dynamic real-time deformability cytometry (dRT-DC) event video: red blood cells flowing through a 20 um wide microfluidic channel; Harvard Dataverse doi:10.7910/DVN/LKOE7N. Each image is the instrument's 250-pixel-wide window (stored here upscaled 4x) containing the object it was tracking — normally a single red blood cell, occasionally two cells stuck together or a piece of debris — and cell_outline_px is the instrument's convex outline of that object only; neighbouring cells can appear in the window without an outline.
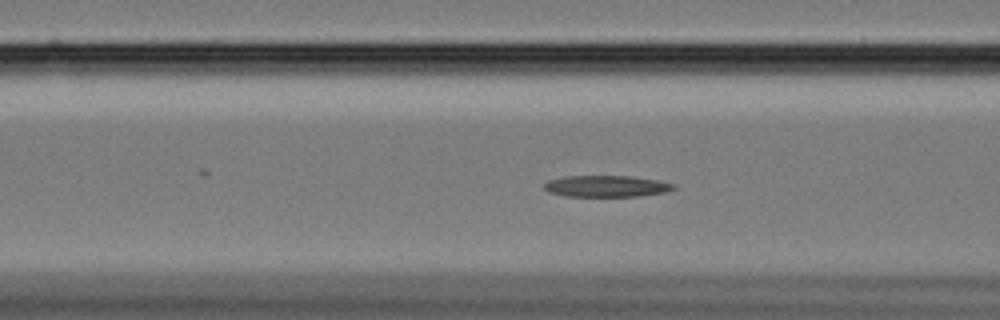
{"species": "Egyptian fruit bat (a non-hibernating species)", "species_latin": "Rousettus aegyptiacus", "temperature_condition": "cold", "stored_images_in_passage": 47, "camera_frame_rate_fps": 3000, "um_per_image_px": 0.085, "animal": {"sex": "female"}, "frame": {"image": 1, "passage_image": 10, "time_ms": 3.0, "image_size_px": [1000, 320], "cell_outline_px": [[676, 188], [664, 192], [640, 196], [564, 196], [548, 192], [544, 188], [544, 184], [548, 180], [564, 176], [632, 176], [660, 180], [676, 184]], "centroid_in_image_um": [51.56, 15.82], "position_along_channel_um": 115.0, "area_um2": 16.3}}
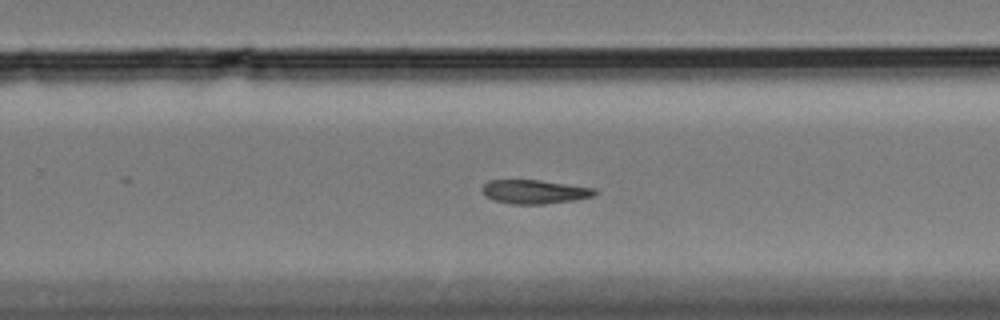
{"frame": {"image": 2, "passage_image": 25, "time_ms": 8.0, "image_size_px": [1000, 320], "cell_outline_px": [[596, 192], [592, 196], [576, 200], [544, 204], [512, 204], [492, 200], [484, 196], [480, 188], [488, 180], [540, 180], [596, 188]], "centroid_in_image_um": [45.39, 16.3], "position_along_channel_um": 284.4, "area_um2": 15.84}}
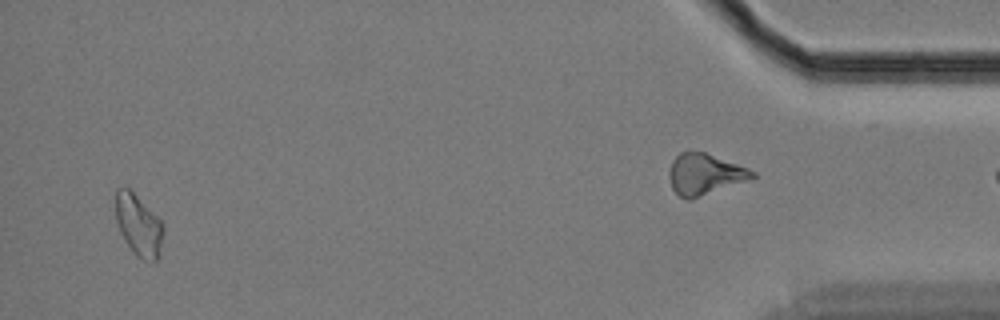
{"frame": {"image": 3, "passage_image": 44, "time_ms": 14.333, "image_size_px": [1000, 320], "cell_outline_px": [[164, 228], [160, 256], [156, 260], [144, 260], [136, 256], [124, 240], [120, 232], [116, 220], [116, 188], [128, 188], [164, 224]], "centroid_in_image_um": [11.79, 19.18], "position_along_channel_um": 423.4, "area_um2": 16.88}, "authors_computed_cell_mechanics": {"area_um2": 16.3574, "velocity_mm_per_s": 3.3867, "shape_relaxation_time_tau1_ms": null, "shape_relaxation_time_tau2_ms": 6.0993, "deformation_change_tau1": null, "deformation_change_tau2": 0.1246}}